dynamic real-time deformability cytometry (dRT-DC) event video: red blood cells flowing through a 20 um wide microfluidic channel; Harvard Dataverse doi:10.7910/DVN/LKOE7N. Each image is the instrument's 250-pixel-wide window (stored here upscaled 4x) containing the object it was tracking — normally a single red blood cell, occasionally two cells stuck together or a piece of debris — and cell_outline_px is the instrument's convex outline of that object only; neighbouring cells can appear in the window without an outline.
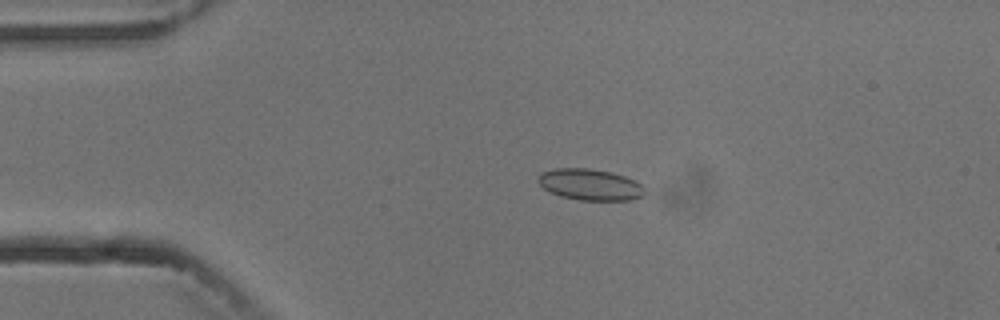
{"species": "common noctule bat (a hibernating species)", "species_latin": "Nyctalus noctula", "temperature_condition": "cold", "stored_images_in_passage": 4, "camera_frame_rate_fps": 3000, "um_per_image_px": 0.085, "animal": {"sex": "male", "body_mass_g": 13.3}, "frame": {"image": 1, "passage_image": 3, "time_ms": 3.333, "image_size_px": [1000, 320], "cell_outline_px": [[644, 196], [632, 200], [580, 200], [560, 196], [544, 188], [536, 180], [540, 172], [556, 168], [588, 168], [612, 172], [636, 180], [644, 188]], "centroid_in_image_um": [50.16, 15.68], "position_along_channel_um": 34.8, "area_um2": 19.54}}